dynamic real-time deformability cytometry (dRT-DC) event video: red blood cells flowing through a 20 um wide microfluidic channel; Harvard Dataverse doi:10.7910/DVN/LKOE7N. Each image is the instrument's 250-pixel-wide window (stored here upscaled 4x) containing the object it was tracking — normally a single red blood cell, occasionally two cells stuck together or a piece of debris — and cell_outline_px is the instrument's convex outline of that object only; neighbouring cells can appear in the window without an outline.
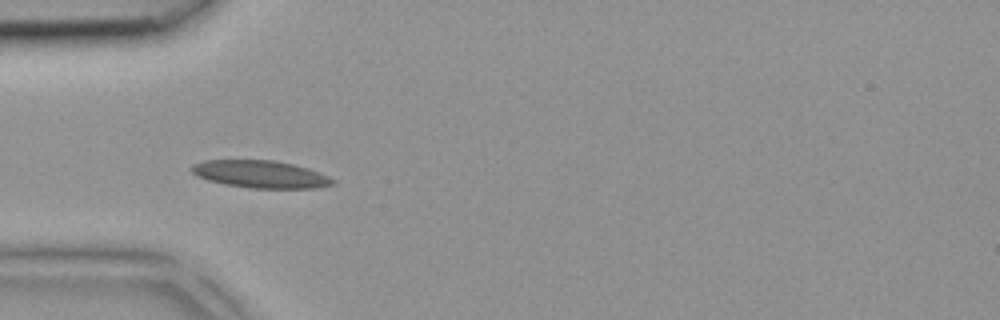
{"species": "common noctule bat (a hibernating species)", "species_latin": "Nyctalus noctula", "temperature_condition": "room temperature", "stored_images_in_passage": 43, "camera_frame_rate_fps": 3000, "um_per_image_px": 0.085, "animal": {"sex": "female", "body_mass_g": 18.4}, "frame": {"image": 1, "passage_image": 13, "time_ms": 4.0, "image_size_px": [1000, 320], "cell_outline_px": [[336, 184], [316, 188], [248, 188], [224, 184], [208, 180], [196, 176], [188, 168], [192, 164], [204, 160], [272, 160], [292, 164], [308, 168], [320, 172], [336, 180]], "centroid_in_image_um": [22.13, 14.81], "position_along_channel_um": 62.9, "area_um2": 22.77}}
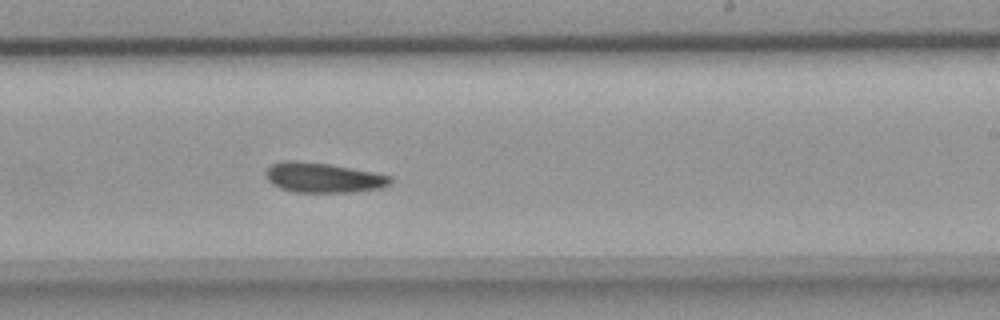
{"frame": {"image": 2, "passage_image": 26, "time_ms": 8.333, "image_size_px": [1000, 320], "cell_outline_px": [[392, 180], [384, 188], [352, 192], [292, 192], [280, 188], [272, 184], [268, 180], [264, 172], [272, 164], [280, 160], [296, 160], [328, 164], [352, 168], [392, 176]], "centroid_in_image_um": [27.44, 15.1], "position_along_channel_um": 261.6, "area_um2": 21.85}}
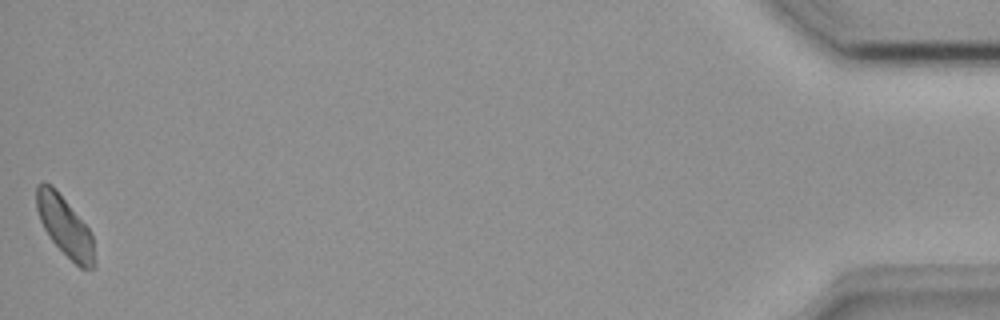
{"frame": {"image": 3, "passage_image": 43, "time_ms": 14.0, "image_size_px": [1000, 320], "cell_outline_px": [[96, 264], [92, 268], [80, 268], [52, 240], [44, 228], [40, 220], [36, 208], [36, 184], [44, 180], [52, 184], [56, 188], [88, 228], [92, 236], [96, 260]], "centroid_in_image_um": [5.5, 19.18], "position_along_channel_um": 429.7, "area_um2": 20.11}}